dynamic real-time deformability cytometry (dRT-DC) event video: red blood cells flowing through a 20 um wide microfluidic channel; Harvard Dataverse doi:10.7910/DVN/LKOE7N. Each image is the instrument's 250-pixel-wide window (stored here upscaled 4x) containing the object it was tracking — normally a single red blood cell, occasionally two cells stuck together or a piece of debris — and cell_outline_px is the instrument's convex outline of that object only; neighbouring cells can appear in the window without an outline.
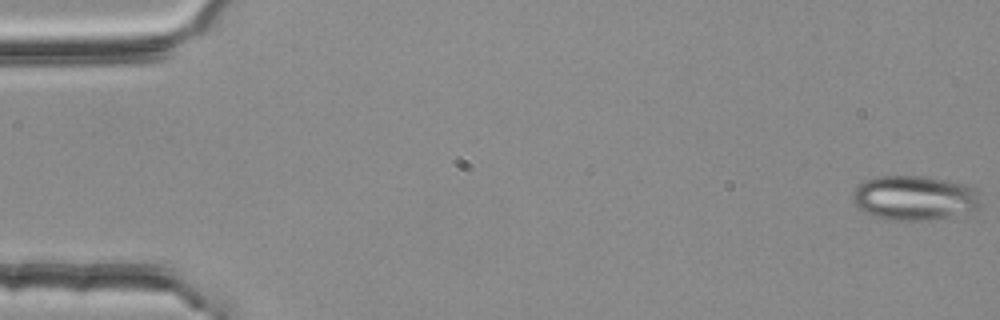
{"species": "common noctule bat (a hibernating species)", "species_latin": "Nyctalus noctula", "temperature_condition": "room temperature", "stored_images_in_passage": 55, "camera_frame_rate_fps": 3000, "um_per_image_px": 0.085, "animal": {"sex": "female", "body_mass_g": 25.1}, "frame": {"image": 1, "passage_image": 1, "time_ms": 0.0, "image_size_px": [1000, 320], "cell_outline_px": [[980, 208], [968, 212], [948, 216], [924, 220], [884, 220], [864, 212], [852, 200], [852, 192], [864, 180], [880, 176], [928, 176], [964, 184], [976, 188], [980, 192]], "centroid_in_image_um": [77.74, 16.81], "position_along_channel_um": 7.3, "area_um2": 33.41}}
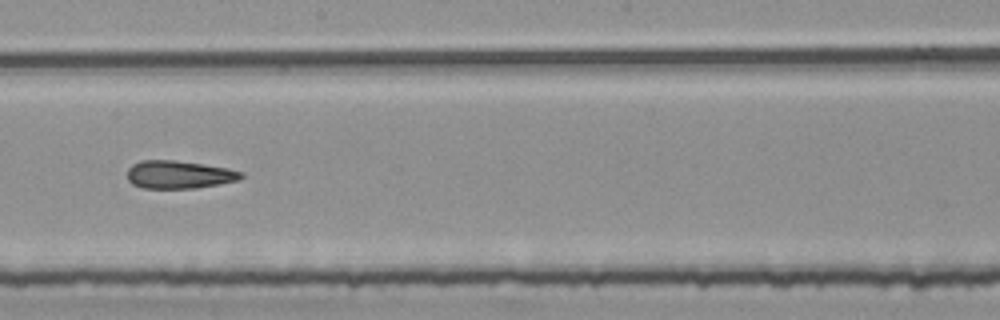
{"frame": {"image": 2, "passage_image": 31, "time_ms": 10.0, "image_size_px": [1000, 320], "cell_outline_px": [[244, 176], [240, 180], [220, 184], [196, 188], [144, 188], [132, 184], [128, 180], [128, 168], [132, 164], [140, 160], [176, 160], [204, 164], [228, 168], [244, 172]], "centroid_in_image_um": [15.24, 14.83], "position_along_channel_um": 233.0, "area_um2": 18.73}}
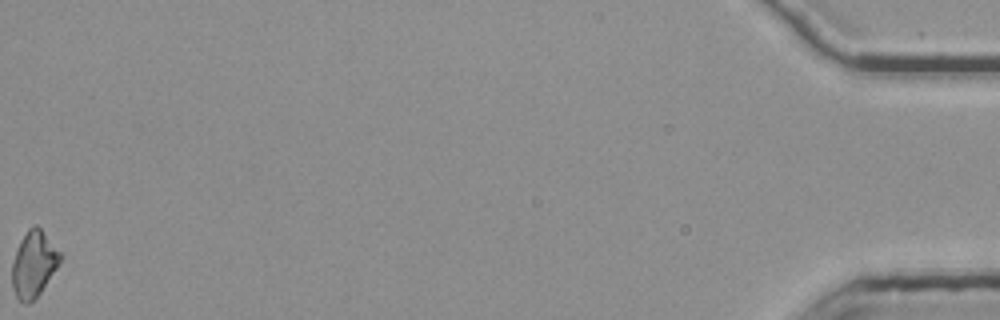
{"frame": {"image": 3, "passage_image": 55, "time_ms": 18.0, "image_size_px": [1000, 320], "cell_outline_px": [[60, 260], [56, 268], [40, 292], [28, 304], [24, 304], [16, 296], [12, 288], [12, 260], [20, 240], [28, 228], [32, 224], [36, 224], [40, 228], [60, 252]], "centroid_in_image_um": [2.82, 22.43], "position_along_channel_um": 432.4, "area_um2": 18.21}, "authors_computed_cell_mechanics": {"area_um2": 18.785, "velocity_mm_per_s": 3.7899, "shape_relaxation_time_tau1_ms": null, "shape_relaxation_time_tau2_ms": 5.982, "deformation_change_tau1": null, "deformation_change_tau2": 0.1905}}